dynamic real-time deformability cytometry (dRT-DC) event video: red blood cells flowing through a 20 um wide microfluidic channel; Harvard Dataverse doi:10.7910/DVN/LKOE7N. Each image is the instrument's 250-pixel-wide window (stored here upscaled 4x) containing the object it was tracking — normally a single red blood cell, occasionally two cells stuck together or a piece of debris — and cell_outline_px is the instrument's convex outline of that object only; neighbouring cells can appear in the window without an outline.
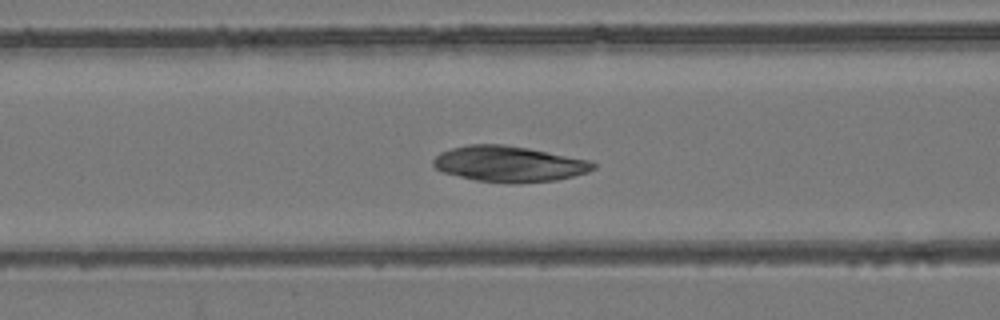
{"species": "common noctule bat (a hibernating species)", "species_latin": "Nyctalus noctula", "temperature_condition": "room temperature", "stored_images_in_passage": 43, "camera_frame_rate_fps": 3000, "um_per_image_px": 0.085, "animal": {"sex": "female", "body_mass_g": 24.6, "forearm_length_mm": 56.2}, "frame": {"image": 1, "passage_image": 16, "time_ms": 5.0, "image_size_px": [1000, 320], "cell_outline_px": [[596, 168], [588, 172], [556, 180], [508, 184], [476, 180], [444, 172], [436, 168], [432, 164], [432, 160], [440, 152], [452, 148], [468, 144], [504, 144], [528, 148], [592, 160], [596, 164]], "centroid_in_image_um": [43.29, 13.93], "position_along_channel_um": 123.3, "area_um2": 33.47}}
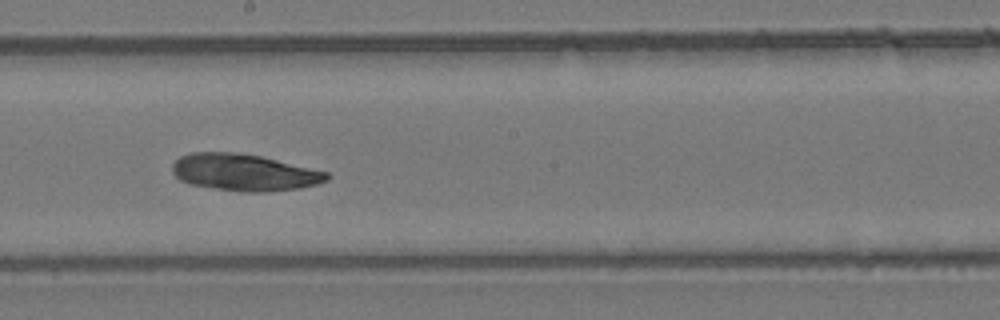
{"frame": {"image": 2, "passage_image": 24, "time_ms": 7.667, "image_size_px": [1000, 320], "cell_outline_px": [[332, 176], [328, 180], [316, 184], [300, 188], [264, 192], [240, 192], [192, 184], [180, 180], [172, 172], [172, 164], [180, 156], [192, 152], [236, 152], [260, 156], [328, 172]], "centroid_in_image_um": [20.76, 14.65], "position_along_channel_um": 227.4, "area_um2": 33.06}}
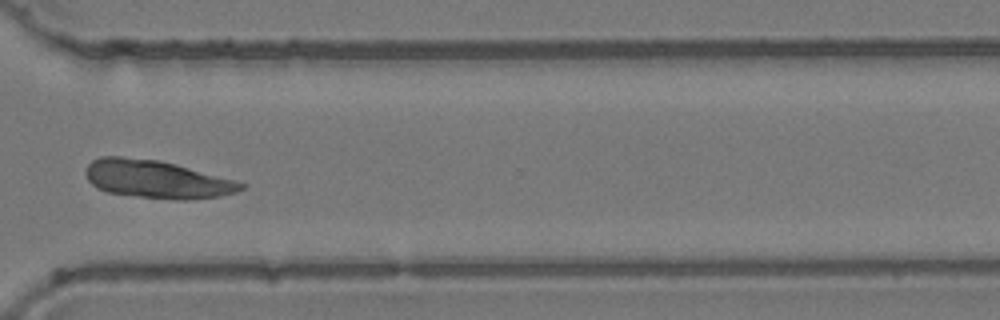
{"frame": {"image": 3, "passage_image": 34, "time_ms": 11.0, "image_size_px": [1000, 320], "cell_outline_px": [[248, 184], [244, 188], [236, 192], [220, 196], [188, 200], [176, 200], [140, 196], [108, 192], [96, 188], [88, 180], [84, 172], [84, 168], [92, 160], [100, 156], [120, 156], [160, 160], [176, 164], [236, 180]], "centroid_in_image_um": [13.32, 15.22], "position_along_channel_um": 357.3, "area_um2": 34.56}}